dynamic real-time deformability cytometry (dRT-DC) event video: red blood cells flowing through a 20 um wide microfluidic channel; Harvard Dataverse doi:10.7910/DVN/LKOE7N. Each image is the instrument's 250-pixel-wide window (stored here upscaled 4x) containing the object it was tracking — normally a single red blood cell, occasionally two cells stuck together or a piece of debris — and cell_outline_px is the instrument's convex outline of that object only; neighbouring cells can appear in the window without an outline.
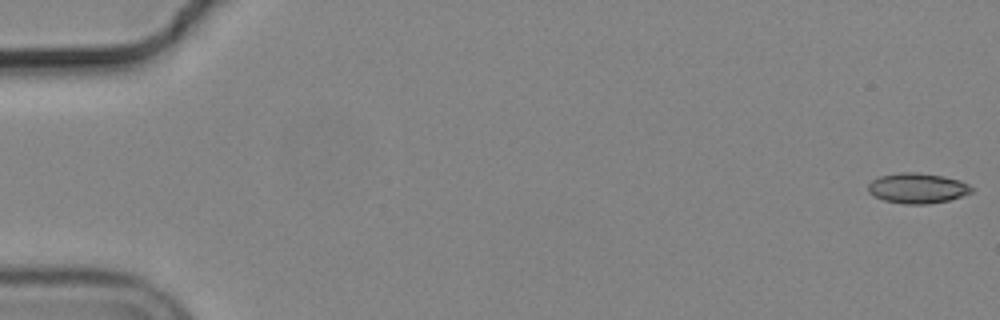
{"species": "common noctule bat (a hibernating species)", "species_latin": "Nyctalus noctula", "temperature_condition": "cold", "stored_images_in_passage": 56, "camera_frame_rate_fps": 3000, "um_per_image_px": 0.085, "animal": {"sex": "male", "body_mass_g": 19.2, "forearm_length_mm": 51.8}, "frame": {"image": 1, "passage_image": 1, "time_ms": 0.0, "image_size_px": [1000, 320], "cell_outline_px": [[976, 188], [972, 192], [948, 200], [928, 204], [904, 204], [884, 200], [872, 196], [868, 192], [868, 184], [872, 180], [880, 176], [900, 172], [920, 172], [944, 176], [960, 180]], "centroid_in_image_um": [77.98, 15.99], "position_along_channel_um": 7.0, "area_um2": 18.44}}
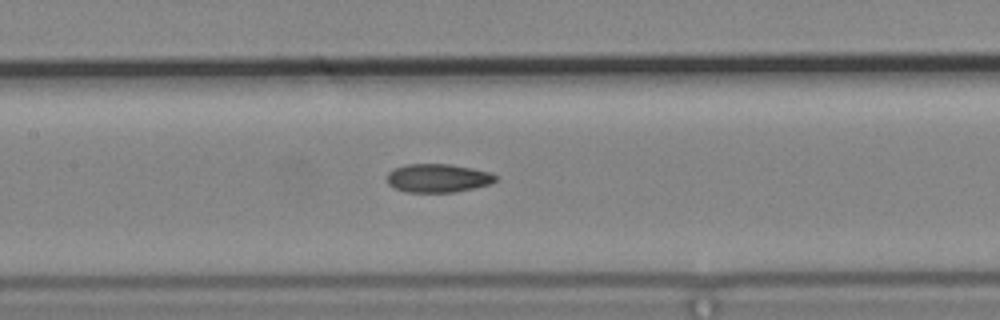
{"frame": {"image": 2, "passage_image": 27, "time_ms": 8.667, "image_size_px": [1000, 320], "cell_outline_px": [[496, 180], [492, 184], [456, 192], [408, 192], [396, 188], [388, 184], [388, 172], [396, 168], [408, 164], [448, 164], [472, 168], [492, 172], [496, 176]], "centroid_in_image_um": [37.27, 15.14], "position_along_channel_um": 170.1, "area_um2": 17.98}}
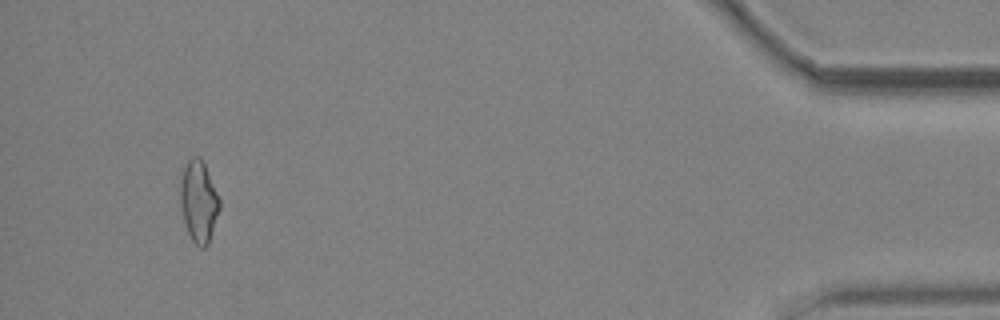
{"frame": {"image": 3, "passage_image": 53, "time_ms": 17.333, "image_size_px": [1000, 320], "cell_outline_px": [[220, 208], [208, 244], [204, 248], [200, 248], [192, 240], [188, 232], [184, 220], [180, 204], [180, 180], [184, 168], [188, 160], [192, 156], [200, 156], [204, 164], [220, 200]], "centroid_in_image_um": [16.88, 17.12], "position_along_channel_um": 418.3, "area_um2": 18.44}, "authors_computed_cell_mechanics": {"area_um2": 18.1203, "velocity_mm_per_s": 3.6969, "shape_relaxation_time_tau1_ms": null, "shape_relaxation_time_tau2_ms": 6.001, "deformation_change_tau1": null, "deformation_change_tau2": 0.1207}}